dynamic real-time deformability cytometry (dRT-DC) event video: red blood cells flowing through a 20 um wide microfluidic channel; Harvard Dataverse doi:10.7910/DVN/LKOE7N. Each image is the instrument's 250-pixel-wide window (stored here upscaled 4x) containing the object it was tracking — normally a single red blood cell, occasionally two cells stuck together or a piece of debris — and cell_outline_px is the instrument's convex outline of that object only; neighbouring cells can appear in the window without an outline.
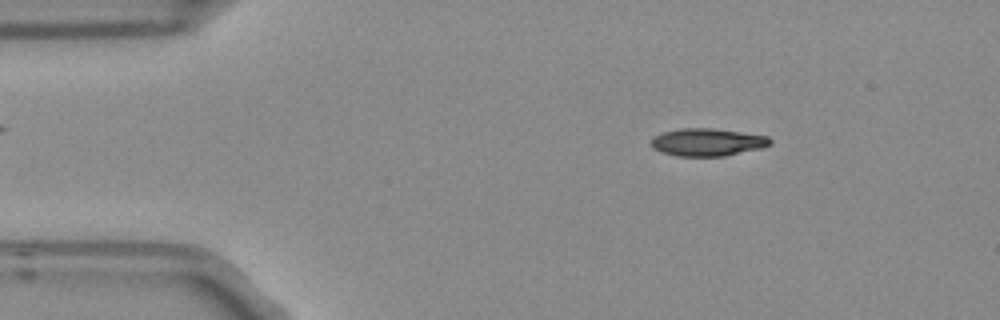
{"species": "Egyptian fruit bat (a non-hibernating species)", "species_latin": "Rousettus aegyptiacus", "temperature_condition": "room temperature", "stored_images_in_passage": 4, "camera_frame_rate_fps": 3000, "um_per_image_px": 0.085, "frame": {"image": 1, "passage_image": 2, "time_ms": 0.333, "image_size_px": [1000, 320], "cell_outline_px": [[772, 144], [760, 148], [724, 156], [676, 156], [660, 152], [652, 148], [652, 136], [664, 132], [680, 128], [712, 128], [768, 136], [772, 140]], "centroid_in_image_um": [60.11, 12.08], "position_along_channel_um": 24.9, "area_um2": 19.13}}
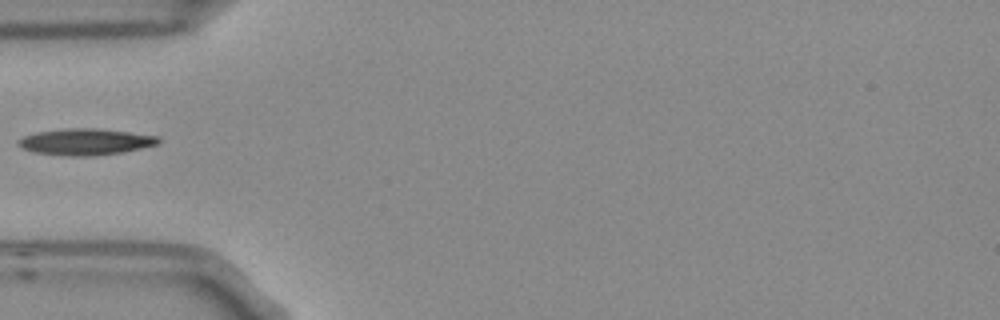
{"frame": {"image": 2, "passage_image": 4, "time_ms": 1.0, "image_size_px": [1000, 320], "cell_outline_px": [[160, 144], [124, 152], [96, 156], [64, 156], [32, 152], [16, 144], [16, 140], [24, 136], [36, 132], [64, 128], [100, 128], [160, 136]], "centroid_in_image_um": [7.28, 12.05], "position_along_channel_um": 77.7, "area_um2": 22.02}}